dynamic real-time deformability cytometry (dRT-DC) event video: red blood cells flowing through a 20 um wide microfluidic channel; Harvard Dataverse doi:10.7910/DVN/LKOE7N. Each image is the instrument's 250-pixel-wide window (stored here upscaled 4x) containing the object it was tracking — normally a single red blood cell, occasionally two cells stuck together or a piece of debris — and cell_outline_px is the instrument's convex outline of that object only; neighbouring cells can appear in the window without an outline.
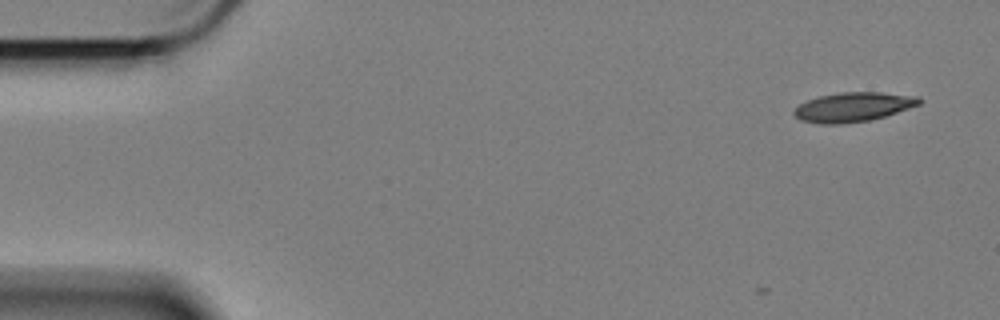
{"species": "Egyptian fruit bat (a non-hibernating species)", "species_latin": "Rousettus aegyptiacus", "temperature_condition": "cold", "stored_images_in_passage": 3, "camera_frame_rate_fps": 3000, "um_per_image_px": 0.085, "animal": {"sex": "female"}, "frame": {"image": 1, "passage_image": 3, "time_ms": 0.667, "image_size_px": [1000, 320], "cell_outline_px": [[924, 100], [920, 104], [872, 120], [844, 124], [820, 124], [800, 120], [792, 112], [800, 104], [808, 100], [820, 96], [840, 92], [880, 92], [920, 96]], "centroid_in_image_um": [72.55, 9.1], "position_along_channel_um": 12.5, "area_um2": 21.5}}